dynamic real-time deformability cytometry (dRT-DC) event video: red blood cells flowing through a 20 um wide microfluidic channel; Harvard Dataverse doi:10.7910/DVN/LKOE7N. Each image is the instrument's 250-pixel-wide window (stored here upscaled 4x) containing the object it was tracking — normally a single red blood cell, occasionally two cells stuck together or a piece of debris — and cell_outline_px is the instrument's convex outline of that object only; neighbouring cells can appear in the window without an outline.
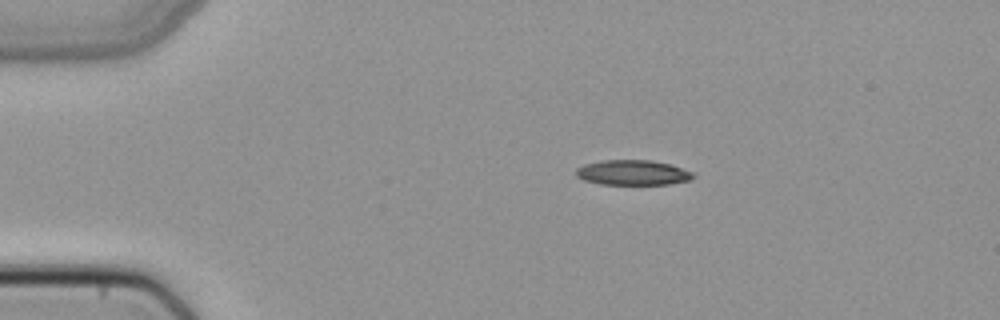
{"species": "common noctule bat (a hibernating species)", "species_latin": "Nyctalus noctula", "temperature_condition": "cold", "stored_images_in_passage": 41, "camera_frame_rate_fps": 3000, "um_per_image_px": 0.085, "animal": {"sex": "female", "body_mass_g": 22.7, "forearm_length_mm": 54.2}, "frame": {"image": 1, "passage_image": 1, "time_ms": 0.0, "image_size_px": [1000, 320], "cell_outline_px": [[696, 176], [688, 180], [668, 184], [600, 184], [584, 180], [576, 176], [576, 168], [584, 164], [604, 160], [652, 160], [668, 164], [692, 172]], "centroid_in_image_um": [53.74, 14.67], "position_along_channel_um": 31.3, "area_um2": 16.94}}
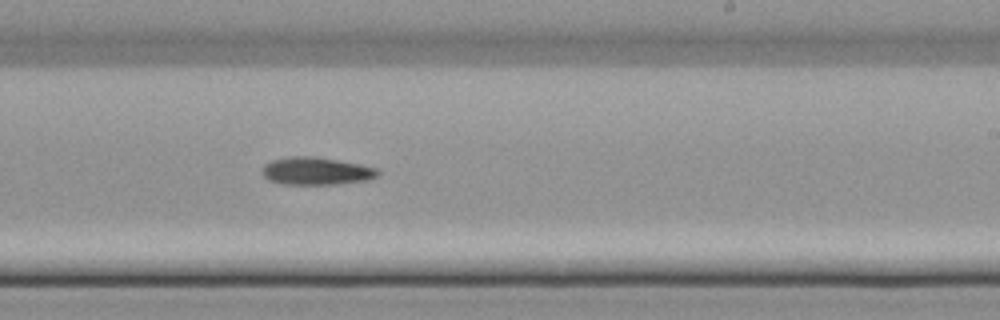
{"frame": {"image": 2, "passage_image": 22, "time_ms": 7.0, "image_size_px": [1000, 320], "cell_outline_px": [[380, 176], [368, 180], [336, 184], [280, 184], [268, 180], [264, 176], [264, 164], [272, 160], [292, 156], [312, 156], [360, 164], [376, 168], [380, 172]], "centroid_in_image_um": [26.91, 14.54], "position_along_channel_um": 262.1, "area_um2": 18.55}}
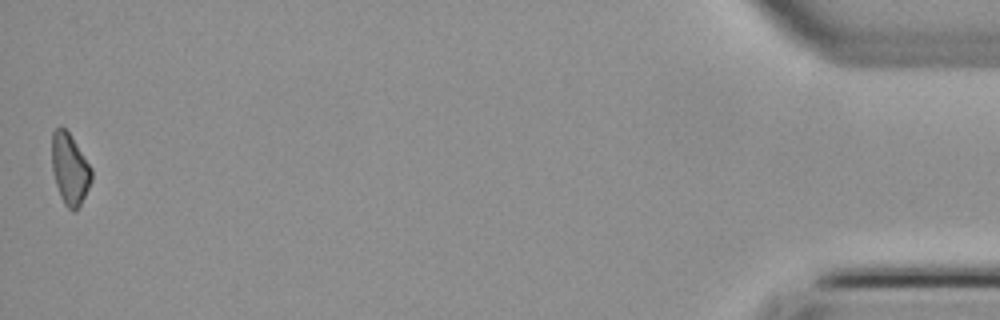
{"frame": {"image": 3, "passage_image": 41, "time_ms": 13.333, "image_size_px": [1000, 320], "cell_outline_px": [[92, 180], [76, 212], [72, 212], [64, 204], [60, 196], [52, 172], [52, 132], [60, 124], [68, 132], [92, 168]], "centroid_in_image_um": [5.92, 14.37], "position_along_channel_um": 429.3, "area_um2": 16.42}}